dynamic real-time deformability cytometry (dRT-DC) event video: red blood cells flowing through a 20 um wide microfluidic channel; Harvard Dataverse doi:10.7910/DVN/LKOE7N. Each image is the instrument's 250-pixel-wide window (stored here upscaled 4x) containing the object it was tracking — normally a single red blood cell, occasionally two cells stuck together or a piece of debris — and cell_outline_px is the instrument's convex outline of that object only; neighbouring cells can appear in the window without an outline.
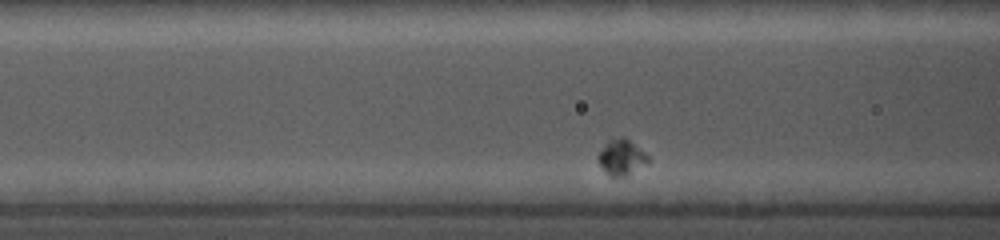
{"species": "common noctule bat (a hibernating species)", "species_latin": "Nyctalus noctula", "temperature_condition": "cold", "stored_images_in_passage": 21, "camera_frame_rate_fps": 5000, "um_per_image_px": 0.085, "animal": {"sex": "female", "body_mass_g": 19.0, "forearm_length_mm": 56.7}, "frame": {"image": 1, "passage_image": 10, "time_ms": 1.8, "image_size_px": [1000, 240], "cell_outline_px": [[652, 160], [648, 164], [624, 176], [608, 176], [604, 172], [596, 160], [596, 156], [604, 144], [608, 140], [624, 136], [644, 152]], "centroid_in_image_um": [52.8, 13.38], "position_along_channel_um": 113.8, "area_um2": 10.58}}
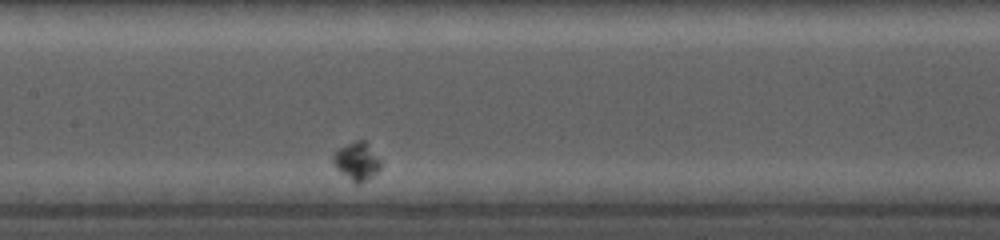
{"frame": {"image": 2, "passage_image": 20, "time_ms": 3.8, "image_size_px": [1000, 240], "cell_outline_px": [[380, 168], [372, 176], [356, 184], [340, 172], [332, 164], [332, 156], [340, 148], [356, 140], [364, 140], [380, 160]], "centroid_in_image_um": [30.3, 13.71], "position_along_channel_um": 177.1, "area_um2": 10.17}}